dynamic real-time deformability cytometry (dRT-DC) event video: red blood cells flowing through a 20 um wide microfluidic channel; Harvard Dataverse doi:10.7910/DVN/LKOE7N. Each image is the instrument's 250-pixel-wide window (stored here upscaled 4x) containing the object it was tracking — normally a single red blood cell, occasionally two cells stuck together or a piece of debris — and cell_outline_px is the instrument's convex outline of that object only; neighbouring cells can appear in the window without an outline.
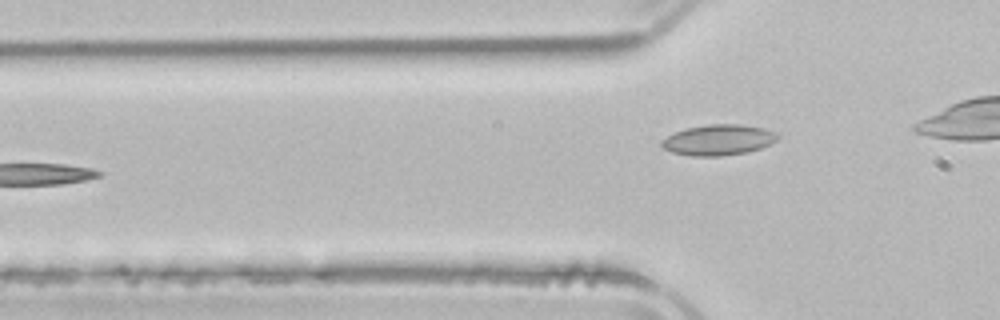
{"species": "common noctule bat (a hibernating species)", "species_latin": "Nyctalus noctula", "temperature_condition": "room temperature", "stored_images_in_passage": 8, "camera_frame_rate_fps": 3000, "um_per_image_px": 0.085, "animal": {"sex": "male", "body_mass_g": 21.5, "forearm_length_mm": 52.0}, "frame": {"image": 1, "passage_image": 5, "time_ms": 6.333, "image_size_px": [1000, 320], "cell_outline_px": [[780, 136], [776, 140], [760, 148], [748, 152], [720, 156], [692, 156], [672, 152], [664, 148], [660, 144], [660, 140], [684, 128], [708, 124], [744, 124], [764, 128], [776, 132]], "centroid_in_image_um": [61.06, 11.88], "position_along_channel_um": 64.7, "area_um2": 20.81}}
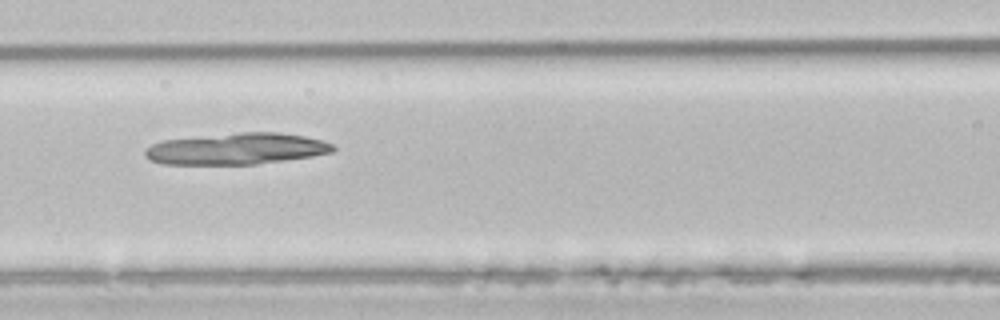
{"frame": {"image": 2, "passage_image": 7, "time_ms": 9.667, "image_size_px": [1000, 320], "cell_outline_px": [[336, 148], [332, 152], [312, 156], [256, 164], [164, 164], [152, 160], [144, 156], [144, 148], [152, 144], [164, 140], [240, 132], [276, 132], [304, 136], [324, 140], [332, 144]], "centroid_in_image_um": [20.11, 12.64], "position_along_channel_um": 146.5, "area_um2": 34.28}}
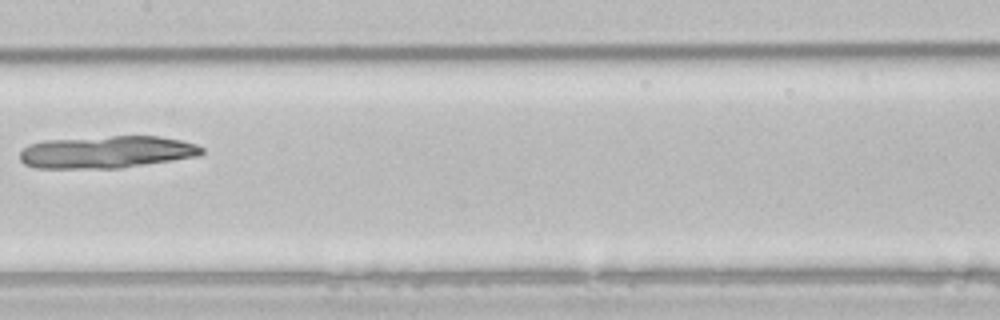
{"frame": {"image": 3, "passage_image": 8, "time_ms": 11.0, "image_size_px": [1000, 320], "cell_outline_px": [[204, 152], [200, 156], [120, 168], [36, 168], [24, 164], [20, 160], [20, 152], [28, 144], [44, 140], [112, 136], [160, 136], [180, 140], [196, 144], [204, 148]], "centroid_in_image_um": [9.07, 12.92], "position_along_channel_um": 198.3, "area_um2": 34.39}}